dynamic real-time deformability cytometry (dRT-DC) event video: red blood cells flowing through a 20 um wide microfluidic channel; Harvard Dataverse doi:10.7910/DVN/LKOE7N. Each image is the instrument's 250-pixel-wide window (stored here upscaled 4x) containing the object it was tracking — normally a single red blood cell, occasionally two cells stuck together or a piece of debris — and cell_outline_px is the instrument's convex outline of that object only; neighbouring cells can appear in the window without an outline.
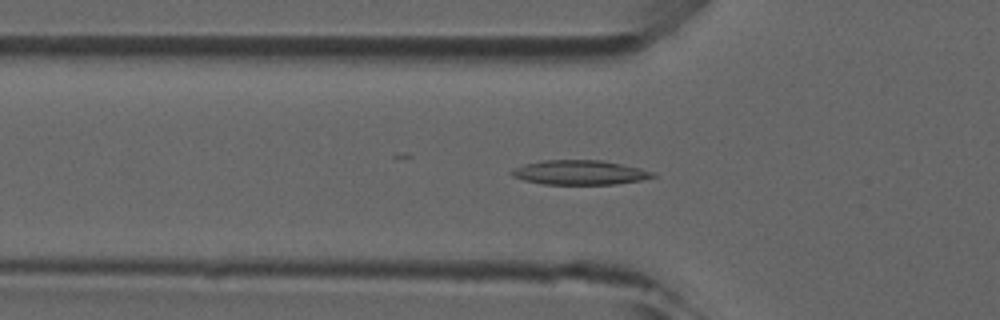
{"species": "common noctule bat (a hibernating species)", "species_latin": "Nyctalus noctula", "temperature_condition": "room temperature", "stored_images_in_passage": 38, "camera_frame_rate_fps": 3000, "um_per_image_px": 0.085, "animal": {"sex": "male", "forearm_length_mm": 52.5}, "frame": {"image": 1, "passage_image": 16, "time_ms": 5.0, "image_size_px": [1000, 320], "cell_outline_px": [[656, 176], [640, 180], [616, 184], [544, 184], [524, 180], [512, 176], [508, 172], [524, 164], [544, 160], [600, 160], [640, 168], [652, 172]], "centroid_in_image_um": [49.24, 14.66], "position_along_channel_um": 76.6, "area_um2": 19.88}}